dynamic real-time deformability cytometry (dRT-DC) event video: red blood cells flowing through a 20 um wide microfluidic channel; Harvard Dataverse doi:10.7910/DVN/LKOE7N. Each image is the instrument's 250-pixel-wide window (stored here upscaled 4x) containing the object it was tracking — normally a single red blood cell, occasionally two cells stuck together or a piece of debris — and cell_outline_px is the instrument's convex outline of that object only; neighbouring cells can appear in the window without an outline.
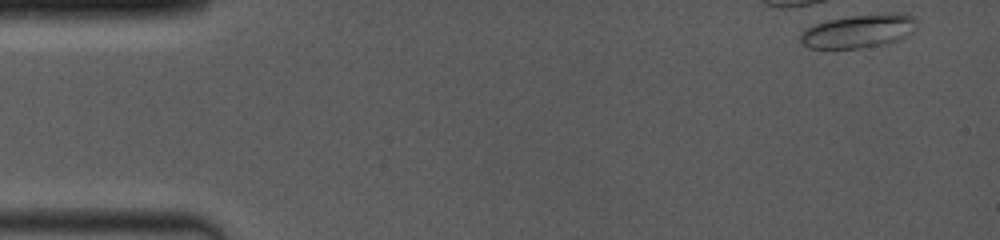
{"species": "common noctule bat (a hibernating species)", "species_latin": "Nyctalus noctula", "temperature_condition": "room temperature", "stored_images_in_passage": 5, "camera_frame_rate_fps": 4000, "um_per_image_px": 0.085, "animal": {"sex": "female", "body_mass_g": 19.0, "forearm_length_mm": 53.3}, "frame": {"image": 1, "passage_image": 1, "time_ms": 0.0, "image_size_px": [1000, 240], "cell_outline_px": [[916, 28], [912, 32], [900, 40], [888, 44], [860, 48], [808, 48], [800, 44], [800, 36], [808, 28], [816, 24], [828, 20], [852, 16], [892, 12], [912, 16], [916, 20]], "centroid_in_image_um": [73.02, 2.66], "position_along_channel_um": 12.0, "area_um2": 22.66}}